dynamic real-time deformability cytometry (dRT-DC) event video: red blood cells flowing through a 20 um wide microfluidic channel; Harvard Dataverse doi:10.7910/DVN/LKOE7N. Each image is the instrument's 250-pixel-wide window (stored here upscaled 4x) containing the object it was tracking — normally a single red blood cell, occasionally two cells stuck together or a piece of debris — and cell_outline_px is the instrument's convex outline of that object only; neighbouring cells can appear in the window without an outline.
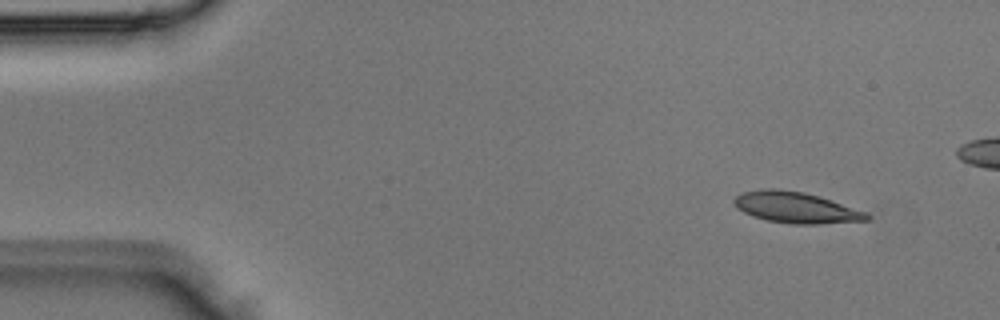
{"species": "Egyptian fruit bat (a non-hibernating species)", "species_latin": "Rousettus aegyptiacus", "temperature_condition": "room temperature", "stored_images_in_passage": 4, "camera_frame_rate_fps": 3000, "um_per_image_px": 0.085, "animal": {"sex": "male"}, "frame": {"image": 1, "passage_image": 1, "time_ms": 0.0, "image_size_px": [1000, 320], "cell_outline_px": [[872, 216], [868, 220], [816, 224], [792, 224], [768, 220], [752, 216], [736, 208], [732, 200], [740, 192], [760, 188], [776, 188], [804, 192], [820, 196], [868, 212]], "centroid_in_image_um": [67.64, 17.62], "position_along_channel_um": 17.4, "area_um2": 24.33}}